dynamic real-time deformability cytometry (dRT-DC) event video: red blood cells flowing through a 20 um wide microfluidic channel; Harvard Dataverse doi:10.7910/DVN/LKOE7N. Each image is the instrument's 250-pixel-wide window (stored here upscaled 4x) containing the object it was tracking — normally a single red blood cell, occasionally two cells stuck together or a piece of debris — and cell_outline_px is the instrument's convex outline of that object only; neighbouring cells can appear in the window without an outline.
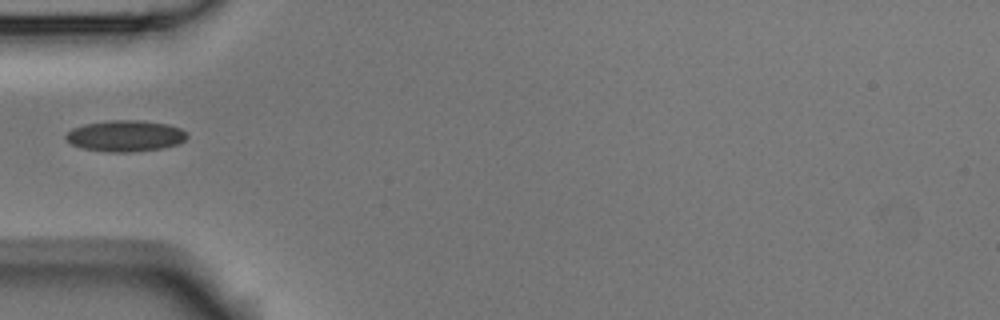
{"species": "Egyptian fruit bat (a non-hibernating species)", "species_latin": "Rousettus aegyptiacus", "temperature_condition": "room temperature", "stored_images_in_passage": 4, "camera_frame_rate_fps": 3000, "um_per_image_px": 0.085, "animal": {"sex": "male"}, "frame": {"image": 1, "passage_image": 3, "time_ms": 0.667, "image_size_px": [1000, 320], "cell_outline_px": [[188, 136], [180, 144], [164, 148], [132, 152], [108, 152], [84, 148], [72, 144], [64, 136], [72, 128], [84, 124], [112, 120], [140, 120], [168, 124], [180, 128]], "centroid_in_image_um": [10.68, 11.55], "position_along_channel_um": 74.3, "area_um2": 22.02}}
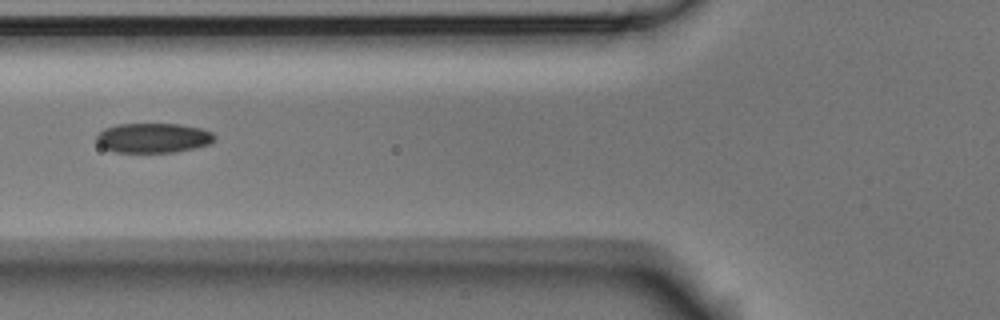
{"frame": {"image": 2, "passage_image": 4, "time_ms": 1.0, "image_size_px": [1000, 320], "cell_outline_px": [[216, 140], [208, 144], [176, 152], [112, 152], [104, 148], [96, 140], [96, 136], [104, 128], [116, 124], [180, 124], [200, 128], [212, 132], [216, 136]], "centroid_in_image_um": [13.02, 11.72], "position_along_channel_um": 112.8, "area_um2": 20.46}}